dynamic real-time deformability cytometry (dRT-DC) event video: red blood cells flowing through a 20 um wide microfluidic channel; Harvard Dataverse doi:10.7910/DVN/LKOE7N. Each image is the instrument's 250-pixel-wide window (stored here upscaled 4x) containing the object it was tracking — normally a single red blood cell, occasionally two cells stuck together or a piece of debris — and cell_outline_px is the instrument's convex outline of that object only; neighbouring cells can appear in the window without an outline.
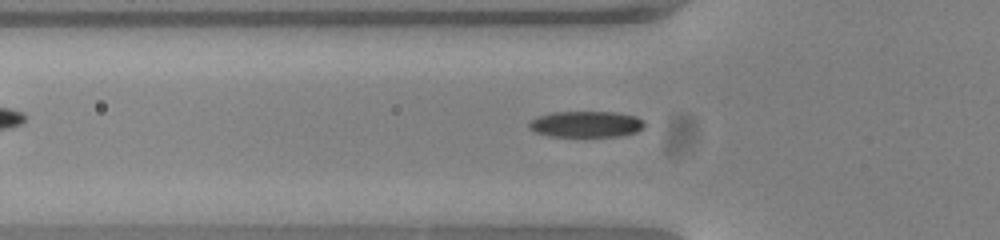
{"species": "common noctule bat (a hibernating species)", "species_latin": "Nyctalus noctula", "temperature_condition": "warm", "stored_images_in_passage": 48, "camera_frame_rate_fps": 3000, "um_per_image_px": 0.085, "animal": {"sex": "female", "body_mass_g": 23.0, "forearm_length_mm": 53.4}, "frame": {"image": 1, "passage_image": 17, "time_ms": 5.333, "image_size_px": [1000, 240], "cell_outline_px": [[644, 128], [636, 132], [620, 136], [548, 136], [536, 132], [528, 128], [528, 124], [536, 116], [552, 112], [616, 112], [636, 116], [644, 120]], "centroid_in_image_um": [49.82, 10.55], "position_along_channel_um": 76.0, "area_um2": 17.69}}
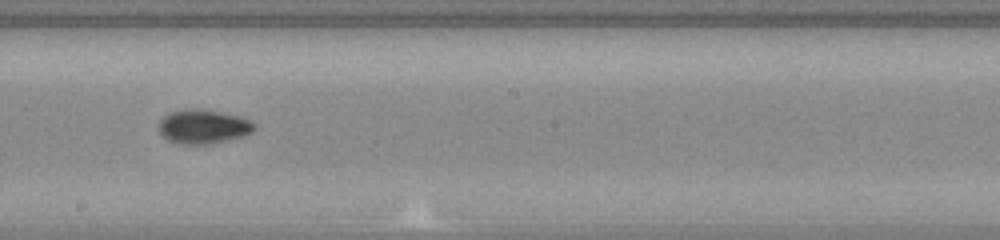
{"frame": {"image": 2, "passage_image": 29, "time_ms": 9.333, "image_size_px": [1000, 240], "cell_outline_px": [[256, 128], [252, 132], [244, 136], [212, 144], [180, 144], [168, 140], [156, 128], [160, 120], [164, 116], [172, 112], [188, 108], [200, 108], [240, 116], [252, 120], [256, 124]], "centroid_in_image_um": [17.3, 10.76], "position_along_channel_um": 230.9, "area_um2": 19.31}}
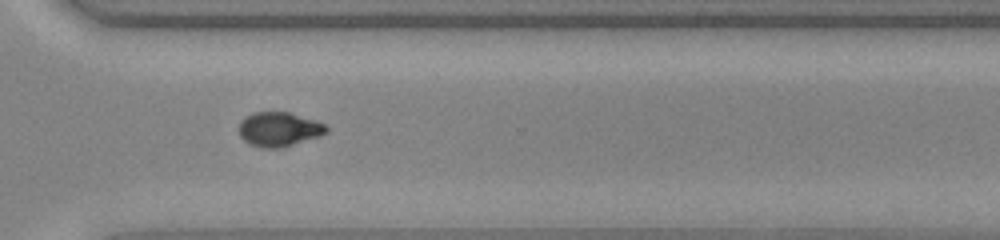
{"frame": {"image": 3, "passage_image": 38, "time_ms": 12.333, "image_size_px": [1000, 240], "cell_outline_px": [[328, 132], [280, 148], [264, 148], [248, 144], [240, 136], [240, 120], [244, 116], [252, 112], [288, 112], [324, 124], [328, 128]], "centroid_in_image_um": [23.64, 10.98], "position_along_channel_um": 347.0, "area_um2": 17.17}}